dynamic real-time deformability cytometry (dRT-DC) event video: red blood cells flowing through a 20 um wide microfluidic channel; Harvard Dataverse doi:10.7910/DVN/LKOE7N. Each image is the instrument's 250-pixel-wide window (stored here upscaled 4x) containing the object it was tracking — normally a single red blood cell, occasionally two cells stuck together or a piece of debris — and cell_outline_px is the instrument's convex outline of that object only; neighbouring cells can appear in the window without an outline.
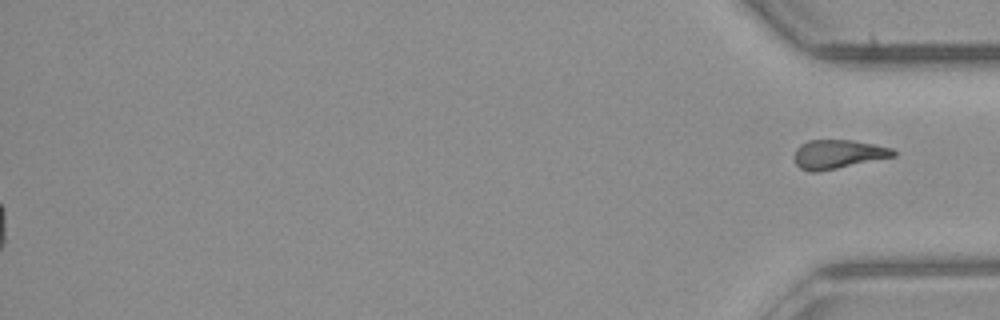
{"species": "common noctule bat (a hibernating species)", "species_latin": "Nyctalus noctula", "temperature_condition": "room temperature", "stored_images_in_passage": 37, "segment_of_instrument_passage": [2, 2], "camera_frame_rate_fps": 3000, "um_per_image_px": 0.085, "animal": {"sex": "male", "body_mass_g": 23.1, "forearm_length_mm": 52.7}, "frame": {"image": 1, "passage_image": 37, "time_ms": 12.0, "image_size_px": [1000, 320], "cell_outline_px": [[896, 156], [816, 172], [808, 172], [800, 168], [796, 164], [796, 148], [800, 144], [808, 140], [852, 140], [892, 148], [896, 152]], "centroid_in_image_um": [71.22, 13.1], "position_along_channel_um": 364.0, "area_um2": 16.47}}